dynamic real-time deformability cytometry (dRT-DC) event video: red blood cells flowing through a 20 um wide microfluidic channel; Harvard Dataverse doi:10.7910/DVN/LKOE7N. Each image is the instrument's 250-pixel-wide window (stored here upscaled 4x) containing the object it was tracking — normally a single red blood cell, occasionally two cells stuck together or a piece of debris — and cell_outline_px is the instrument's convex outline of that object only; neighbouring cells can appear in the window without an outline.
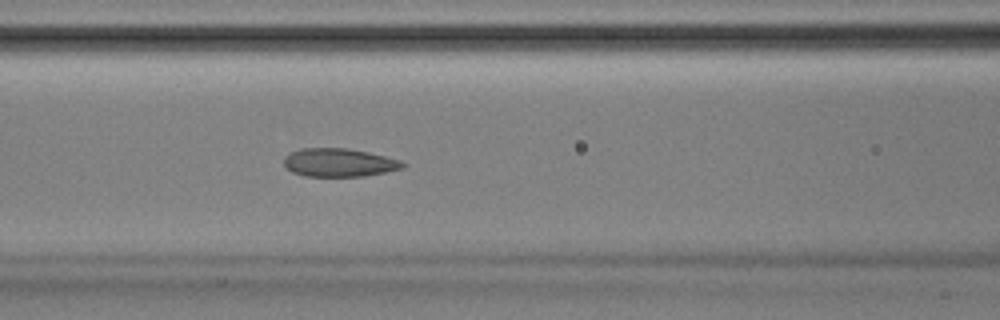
{"species": "Egyptian fruit bat (a non-hibernating species)", "species_latin": "Rousettus aegyptiacus", "temperature_condition": "room temperature", "stored_images_in_passage": 52, "camera_frame_rate_fps": 3000, "um_per_image_px": 0.085, "animal": {"sex": "male"}, "frame": {"image": 1, "passage_image": 22, "time_ms": 7.0, "image_size_px": [1000, 320], "cell_outline_px": [[408, 164], [404, 168], [364, 176], [304, 176], [292, 172], [284, 164], [284, 156], [300, 148], [348, 148], [368, 152], [400, 160]], "centroid_in_image_um": [28.83, 13.81], "position_along_channel_um": 137.8, "area_um2": 19.59}}
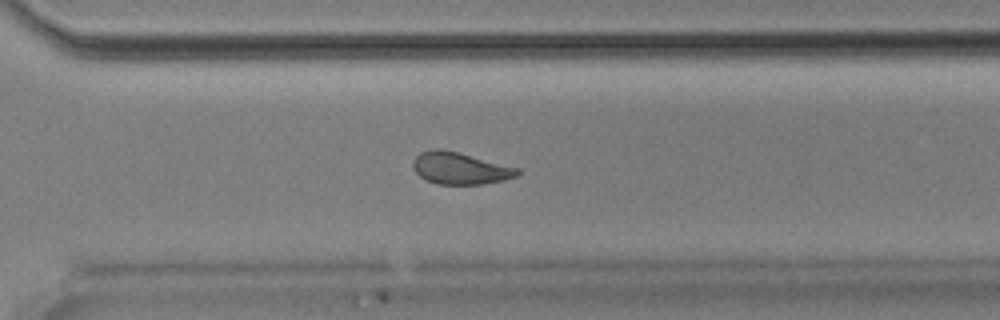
{"frame": {"image": 2, "passage_image": 37, "time_ms": 12.0, "image_size_px": [1000, 320], "cell_outline_px": [[520, 172], [516, 176], [504, 180], [480, 184], [436, 184], [420, 176], [412, 168], [412, 160], [420, 152], [432, 148], [440, 148], [520, 168]], "centroid_in_image_um": [39.07, 14.3], "position_along_channel_um": 331.5, "area_um2": 19.36}}
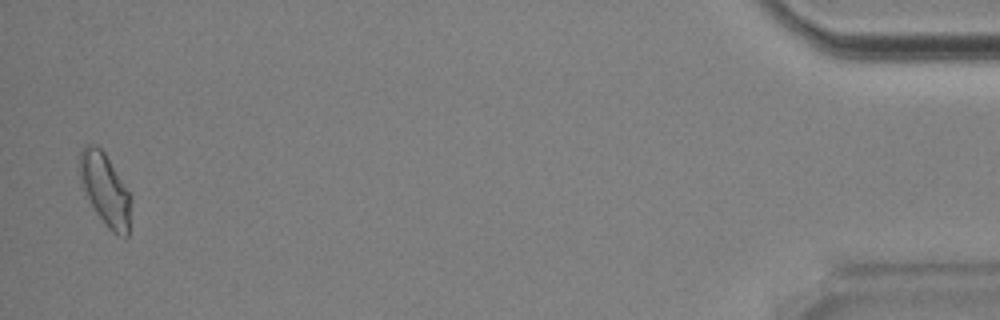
{"frame": {"image": 3, "passage_image": 51, "time_ms": 16.667, "image_size_px": [1000, 320], "cell_outline_px": [[132, 196], [128, 236], [124, 240], [116, 236], [104, 224], [80, 188], [80, 148], [84, 144], [96, 144], [104, 152]], "centroid_in_image_um": [8.94, 16.15], "position_along_channel_um": 426.3, "area_um2": 22.08}, "authors_computed_cell_mechanics": {"area_um2": 20.3456, "velocity_mm_per_s": 3.8826, "shape_relaxation_time_tau1_ms": 7.2212, "shape_relaxation_time_tau2_ms": 2.4353, "deformation_change_tau1": 0.1416, "deformation_change_tau2": 0.068}}